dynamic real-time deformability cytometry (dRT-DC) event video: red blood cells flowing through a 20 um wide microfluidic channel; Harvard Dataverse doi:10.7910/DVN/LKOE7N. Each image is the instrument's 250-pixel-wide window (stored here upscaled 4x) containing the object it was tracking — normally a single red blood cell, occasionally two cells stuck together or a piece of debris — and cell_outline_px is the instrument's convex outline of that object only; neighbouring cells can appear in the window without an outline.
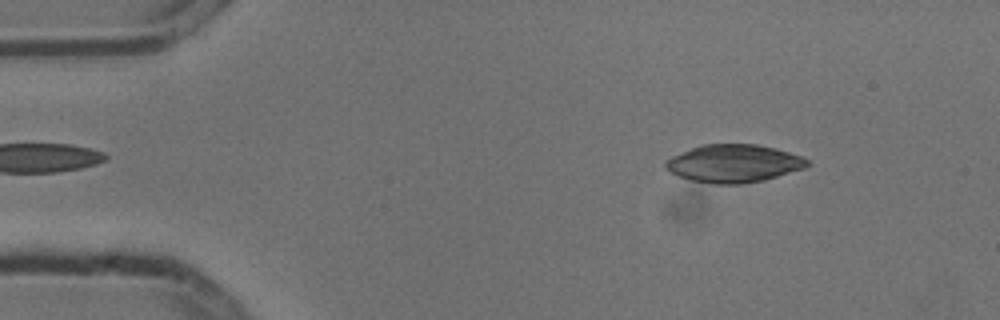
{"species": "common noctule bat (a hibernating species)", "species_latin": "Nyctalus noctula", "temperature_condition": "cold", "stored_images_in_passage": 5, "camera_frame_rate_fps": 3000, "um_per_image_px": 0.085, "animal": {"sex": "male", "body_mass_g": 13.3}, "frame": {"image": 1, "passage_image": 2, "time_ms": 0.333, "image_size_px": [1000, 320], "cell_outline_px": [[808, 164], [804, 168], [764, 180], [740, 184], [712, 184], [692, 180], [680, 176], [664, 168], [664, 160], [672, 156], [692, 148], [704, 144], [756, 144], [776, 148], [800, 156], [808, 160]], "centroid_in_image_um": [62.34, 13.89], "position_along_channel_um": 22.7, "area_um2": 31.04}}